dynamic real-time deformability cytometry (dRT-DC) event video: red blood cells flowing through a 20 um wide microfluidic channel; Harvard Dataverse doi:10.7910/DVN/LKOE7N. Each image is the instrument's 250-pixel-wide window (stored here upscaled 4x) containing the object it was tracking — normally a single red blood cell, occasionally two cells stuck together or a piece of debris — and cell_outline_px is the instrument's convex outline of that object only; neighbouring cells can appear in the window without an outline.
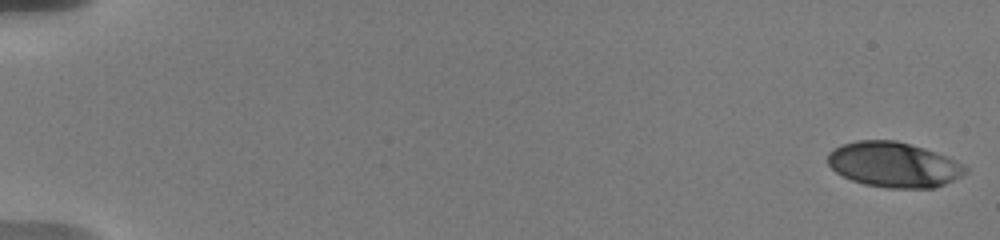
{"species": "human", "species_latin": "Homo sapiens", "temperature_condition": "warm", "stored_images_in_passage": 39, "camera_frame_rate_fps": 3000, "um_per_image_px": 0.085, "donor": {"sex": "male"}, "frame": {"image": 1, "passage_image": 1, "time_ms": 0.0, "image_size_px": [1000, 240], "cell_outline_px": [[968, 172], [936, 188], [888, 188], [864, 184], [852, 180], [836, 172], [828, 164], [828, 152], [832, 148], [856, 140], [896, 140], [924, 148], [944, 156], [968, 168]], "centroid_in_image_um": [75.93, 13.99], "position_along_channel_um": 9.1, "area_um2": 35.95}}
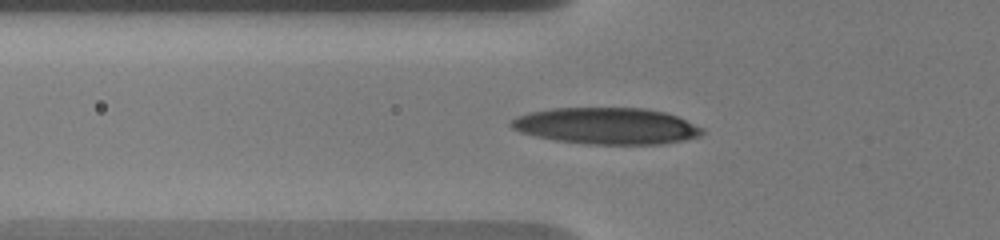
{"frame": {"image": 2, "passage_image": 32, "time_ms": 6.667, "image_size_px": [1000, 240], "cell_outline_px": [[704, 132], [700, 136], [684, 140], [664, 144], [588, 144], [556, 140], [536, 136], [520, 132], [512, 128], [508, 124], [508, 120], [516, 116], [528, 112], [552, 108], [644, 108], [664, 112], [676, 116], [704, 128]], "centroid_in_image_um": [51.52, 10.7], "position_along_channel_um": 74.3, "area_um2": 40.81}}
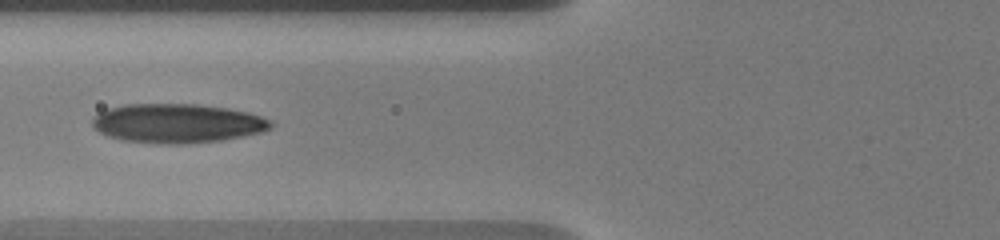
{"frame": {"image": 3, "passage_image": 38, "time_ms": 7.667, "image_size_px": [1000, 240], "cell_outline_px": [[276, 124], [272, 128], [264, 132], [244, 136], [220, 140], [180, 144], [160, 144], [120, 140], [108, 136], [92, 128], [92, 116], [108, 108], [124, 104], [200, 104], [228, 108], [248, 112], [272, 120]], "centroid_in_image_um": [15.08, 10.48], "position_along_channel_um": 110.7, "area_um2": 41.27}}